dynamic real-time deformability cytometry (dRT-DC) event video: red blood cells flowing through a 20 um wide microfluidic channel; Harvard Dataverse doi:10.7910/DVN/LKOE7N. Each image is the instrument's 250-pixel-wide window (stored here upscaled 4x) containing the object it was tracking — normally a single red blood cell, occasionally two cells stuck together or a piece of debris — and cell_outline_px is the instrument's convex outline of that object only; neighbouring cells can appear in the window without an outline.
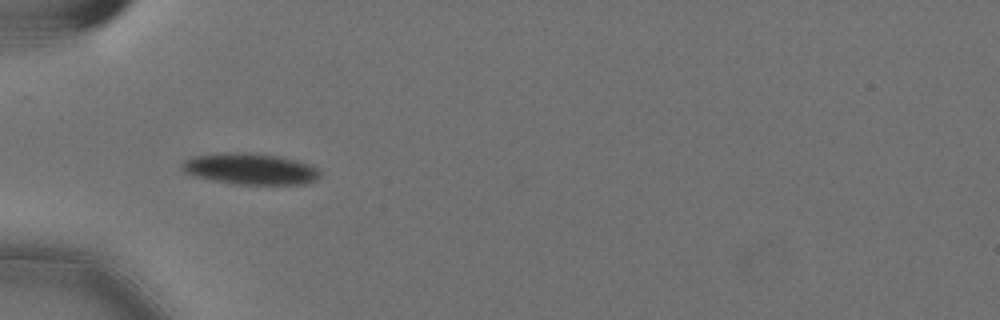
{"species": "Egyptian fruit bat (a non-hibernating species)", "species_latin": "Rousettus aegyptiacus", "temperature_condition": "cold", "stored_images_in_passage": 39, "camera_frame_rate_fps": 3000, "um_per_image_px": 0.085, "animal": {"sex": "female"}, "frame": {"image": 1, "passage_image": 1, "time_ms": 0.0, "image_size_px": [1000, 320], "cell_outline_px": [[320, 176], [304, 184], [232, 184], [192, 176], [184, 172], [180, 168], [180, 164], [184, 160], [192, 156], [224, 152], [248, 152], [280, 156], [296, 160], [308, 164], [316, 168], [320, 172]], "centroid_in_image_um": [21.19, 14.34], "position_along_channel_um": 63.8, "area_um2": 25.32}}
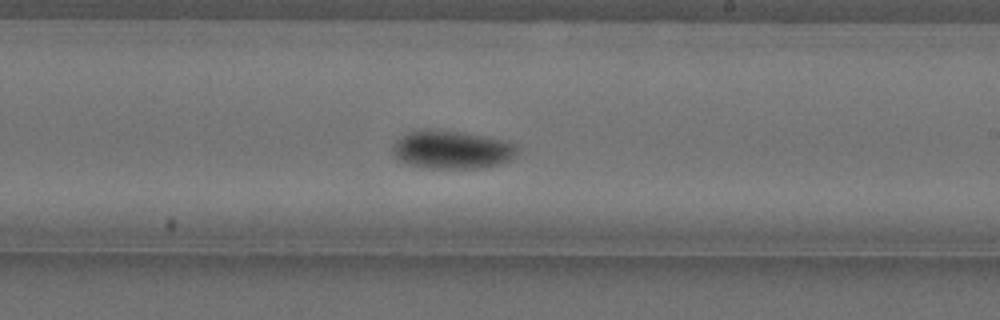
{"frame": {"image": 2, "passage_image": 17, "time_ms": 5.333, "image_size_px": [1000, 320], "cell_outline_px": [[516, 156], [500, 164], [484, 168], [420, 168], [408, 164], [392, 156], [392, 144], [396, 140], [408, 132], [424, 128], [460, 132], [484, 136], [516, 144]], "centroid_in_image_um": [38.34, 12.73], "position_along_channel_um": 250.7, "area_um2": 27.92}}
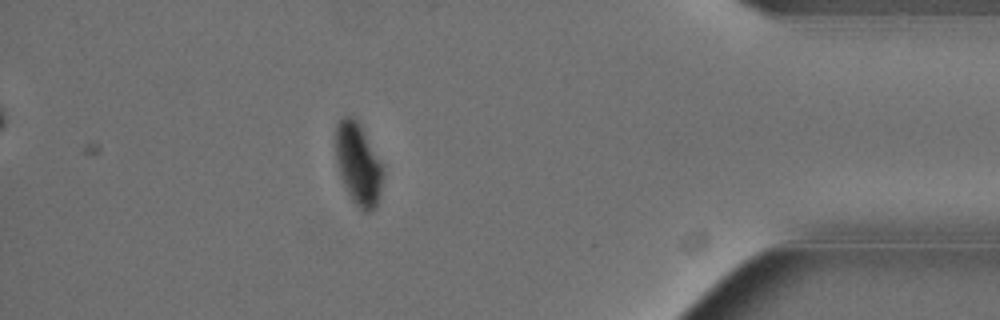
{"frame": {"image": 3, "passage_image": 33, "time_ms": 10.667, "image_size_px": [1000, 320], "cell_outline_px": [[384, 172], [380, 196], [376, 208], [372, 212], [364, 212], [348, 196], [340, 176], [336, 160], [336, 124], [344, 116], [352, 116], [360, 124]], "centroid_in_image_um": [30.44, 14.0], "position_along_channel_um": 404.8, "area_um2": 22.43}, "authors_computed_cell_mechanics": {"area_um2": 25.9522, "velocity_mm_per_s": 3.5758, "shape_relaxation_time_tau1_ms": 4.0913, "shape_relaxation_time_tau2_ms": null, "deformation_change_tau1": 0.1287, "deformation_change_tau2": null}}